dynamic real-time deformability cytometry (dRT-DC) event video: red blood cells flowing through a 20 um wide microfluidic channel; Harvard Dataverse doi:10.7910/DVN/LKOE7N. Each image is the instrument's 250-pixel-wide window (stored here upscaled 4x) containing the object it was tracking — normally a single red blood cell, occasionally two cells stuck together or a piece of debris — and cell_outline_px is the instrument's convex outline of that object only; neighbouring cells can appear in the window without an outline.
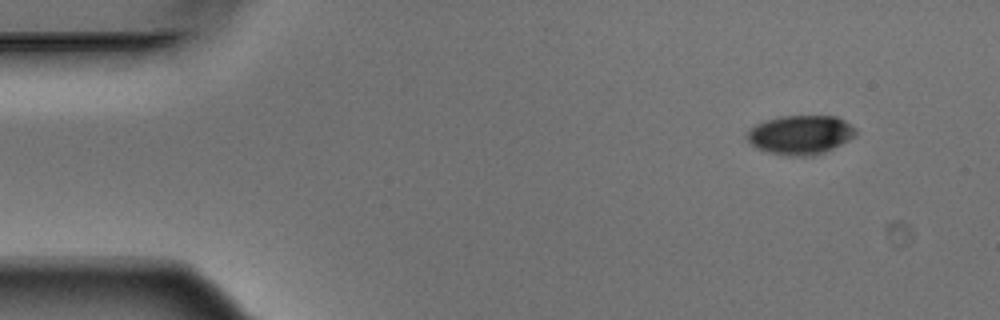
{"species": "Egyptian fruit bat (a non-hibernating species)", "species_latin": "Rousettus aegyptiacus", "temperature_condition": "warm", "stored_images_in_passage": 4, "camera_frame_rate_fps": 3000, "um_per_image_px": 0.085, "animal": {"sex": "male"}, "frame": {"image": 1, "passage_image": 1, "time_ms": 0.0, "image_size_px": [1000, 320], "cell_outline_px": [[856, 136], [824, 152], [812, 156], [788, 156], [768, 152], [756, 148], [748, 140], [748, 132], [756, 124], [780, 116], [836, 116], [844, 120], [856, 128]], "centroid_in_image_um": [68.06, 11.46], "position_along_channel_um": 16.9, "area_um2": 24.57}}
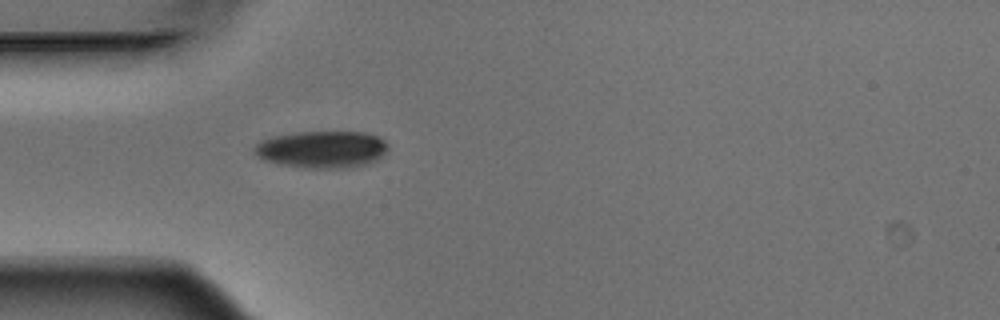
{"frame": {"image": 2, "passage_image": 4, "time_ms": 1.0, "image_size_px": [1000, 320], "cell_outline_px": [[388, 148], [384, 156], [376, 160], [364, 164], [344, 168], [308, 168], [280, 164], [264, 160], [256, 156], [252, 152], [252, 148], [260, 140], [272, 136], [300, 132], [364, 132], [380, 136], [388, 144]], "centroid_in_image_um": [27.35, 12.69], "position_along_channel_um": 57.6, "area_um2": 29.13}}